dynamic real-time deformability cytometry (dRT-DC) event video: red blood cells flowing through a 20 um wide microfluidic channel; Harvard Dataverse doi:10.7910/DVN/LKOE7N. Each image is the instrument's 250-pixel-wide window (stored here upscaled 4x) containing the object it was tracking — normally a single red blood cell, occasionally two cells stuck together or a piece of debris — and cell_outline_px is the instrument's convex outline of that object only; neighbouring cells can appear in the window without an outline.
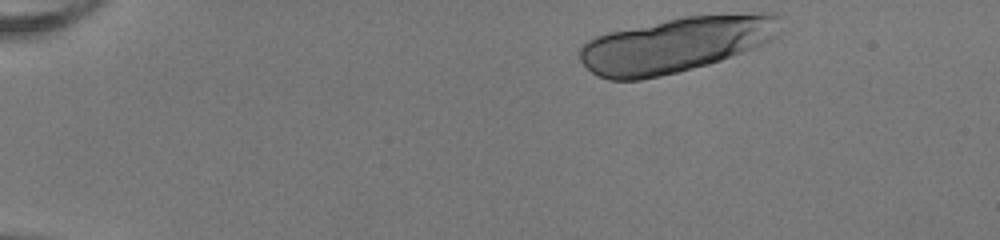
{"species": "human", "species_latin": "Homo sapiens", "temperature_condition": "room temperature", "stored_images_in_passage": 14, "camera_frame_rate_fps": 3000, "um_per_image_px": 0.085, "donor": {"sex": "female"}, "frame": {"image": 1, "passage_image": 1, "time_ms": 0.0, "image_size_px": [1000, 240], "cell_outline_px": [[780, 36], [764, 44], [720, 60], [708, 64], [680, 72], [640, 80], [608, 80], [592, 72], [580, 60], [580, 48], [588, 40], [596, 36], [608, 32], [684, 16], [764, 12], [772, 12], [780, 16]], "centroid_in_image_um": [57.5, 3.78], "position_along_channel_um": 27.5, "area_um2": 64.79}}